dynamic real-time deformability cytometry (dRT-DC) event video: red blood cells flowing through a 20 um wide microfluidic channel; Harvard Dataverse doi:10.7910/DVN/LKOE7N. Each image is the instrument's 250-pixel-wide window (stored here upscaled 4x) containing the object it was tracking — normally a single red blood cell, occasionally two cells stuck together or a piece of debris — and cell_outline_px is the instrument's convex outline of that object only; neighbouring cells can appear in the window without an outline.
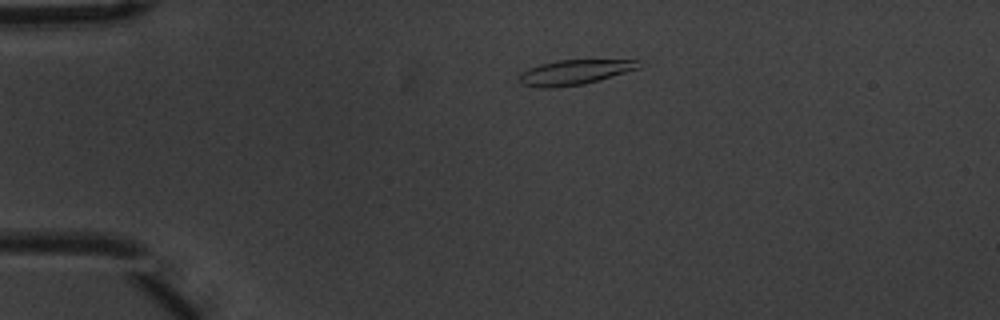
{"species": "common noctule bat (a hibernating species)", "species_latin": "Nyctalus noctula", "temperature_condition": "warm", "stored_images_in_passage": 6, "camera_frame_rate_fps": 3000, "um_per_image_px": 0.085, "animal": {"sex": "male", "body_mass_g": 20.1, "forearm_length_mm": 53.5}, "frame": {"image": 1, "passage_image": 6, "time_ms": 1.667, "image_size_px": [1000, 320], "cell_outline_px": [[640, 68], [584, 84], [552, 88], [540, 88], [520, 84], [516, 80], [516, 76], [520, 72], [528, 68], [540, 64], [556, 60], [636, 60]], "centroid_in_image_um": [48.7, 6.15], "position_along_channel_um": 36.3, "area_um2": 17.46}}